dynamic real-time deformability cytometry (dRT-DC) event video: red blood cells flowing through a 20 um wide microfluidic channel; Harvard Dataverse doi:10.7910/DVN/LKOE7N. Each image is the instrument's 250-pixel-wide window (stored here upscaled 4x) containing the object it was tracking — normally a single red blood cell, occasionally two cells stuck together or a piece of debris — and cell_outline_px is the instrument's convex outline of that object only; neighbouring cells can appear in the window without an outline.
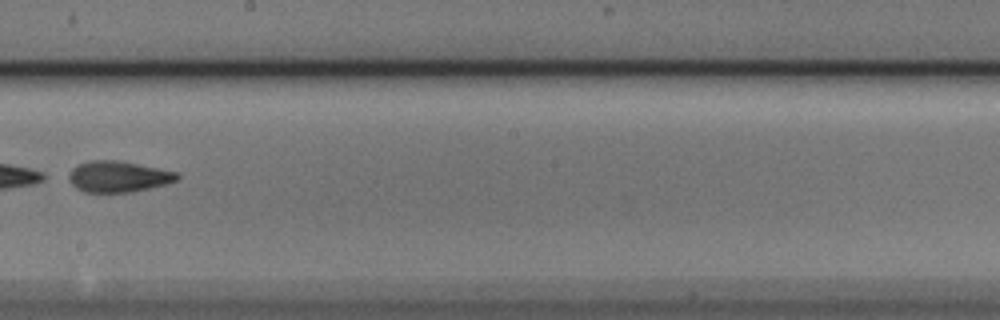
{"species": "Egyptian fruit bat (a non-hibernating species)", "species_latin": "Rousettus aegyptiacus", "temperature_condition": "cold", "stored_images_in_passage": 12, "camera_frame_rate_fps": 3000, "um_per_image_px": 0.085, "animal": {"sex": "male"}, "frame": {"image": 1, "passage_image": 7, "time_ms": 2.0, "image_size_px": [1000, 320], "cell_outline_px": [[180, 180], [132, 192], [84, 192], [76, 188], [68, 180], [68, 176], [72, 168], [80, 164], [92, 160], [116, 160], [180, 172]], "centroid_in_image_um": [10.07, 15.01], "position_along_channel_um": 238.1, "area_um2": 19.59}}
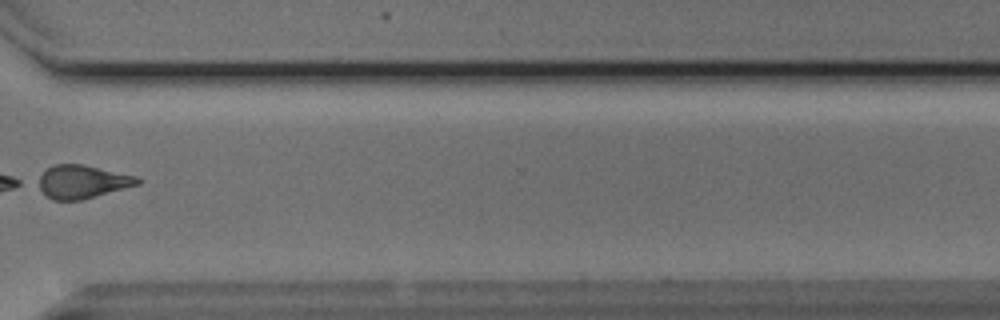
{"frame": {"image": 2, "passage_image": 10, "time_ms": 3.0, "image_size_px": [1000, 320], "cell_outline_px": [[140, 184], [96, 196], [80, 200], [52, 200], [44, 196], [32, 184], [32, 180], [48, 168], [56, 164], [84, 164], [136, 176], [140, 180]], "centroid_in_image_um": [6.86, 15.45], "position_along_channel_um": 363.7, "area_um2": 19.77}}